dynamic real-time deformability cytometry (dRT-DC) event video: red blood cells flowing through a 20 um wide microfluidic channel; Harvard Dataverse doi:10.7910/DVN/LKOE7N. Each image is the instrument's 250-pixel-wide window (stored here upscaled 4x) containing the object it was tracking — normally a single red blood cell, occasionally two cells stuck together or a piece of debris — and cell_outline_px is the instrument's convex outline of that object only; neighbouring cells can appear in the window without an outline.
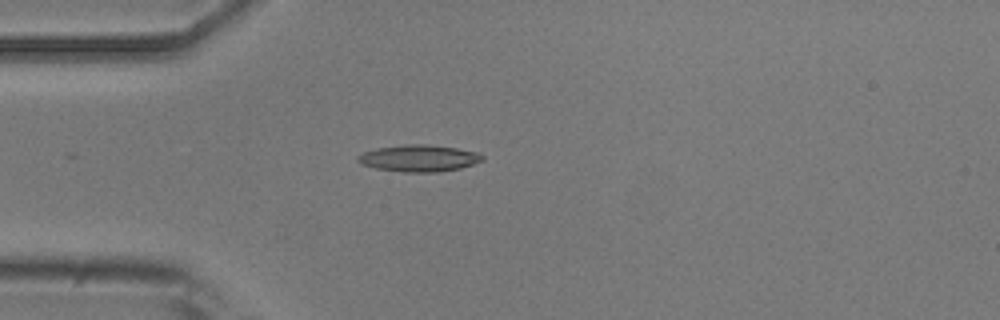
{"species": "common noctule bat (a hibernating species)", "species_latin": "Nyctalus noctula", "temperature_condition": "room temperature", "stored_images_in_passage": 5, "camera_frame_rate_fps": 3000, "um_per_image_px": 0.085, "animal": {"sex": "male", "body_mass_g": 20.5, "forearm_length_mm": 52.5}, "frame": {"image": 1, "passage_image": 4, "time_ms": 4.333, "image_size_px": [1000, 320], "cell_outline_px": [[484, 160], [460, 168], [436, 172], [404, 172], [376, 168], [360, 164], [356, 160], [356, 156], [364, 152], [376, 148], [404, 144], [424, 144], [456, 148], [480, 152], [484, 156]], "centroid_in_image_um": [35.6, 13.44], "position_along_channel_um": 49.4, "area_um2": 19.48}}